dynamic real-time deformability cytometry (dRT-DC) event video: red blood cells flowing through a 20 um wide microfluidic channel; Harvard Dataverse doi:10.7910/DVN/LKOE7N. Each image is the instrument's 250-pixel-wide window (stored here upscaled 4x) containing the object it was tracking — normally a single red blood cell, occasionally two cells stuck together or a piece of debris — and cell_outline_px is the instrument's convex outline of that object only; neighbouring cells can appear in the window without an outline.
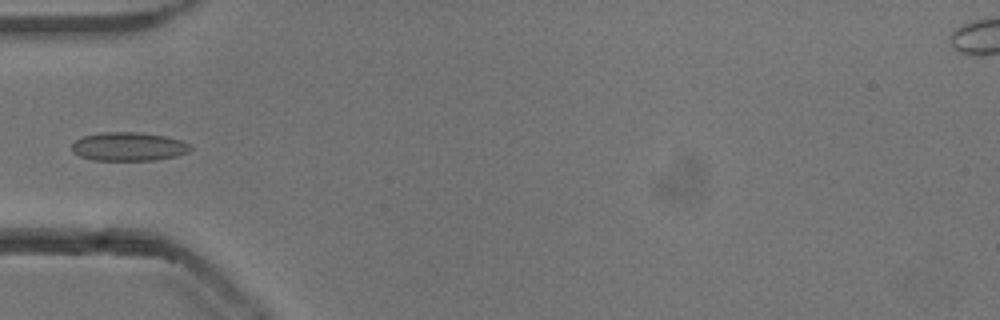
{"species": "common noctule bat (a hibernating species)", "species_latin": "Nyctalus noctula", "temperature_condition": "cold", "stored_images_in_passage": 37, "camera_frame_rate_fps": 3000, "um_per_image_px": 0.085, "animal": {"sex": "male", "body_mass_g": 13.3}, "frame": {"image": 1, "passage_image": 1, "time_ms": 0.0, "image_size_px": [1000, 320], "cell_outline_px": [[192, 148], [188, 152], [176, 156], [152, 160], [92, 160], [80, 156], [72, 152], [72, 144], [76, 140], [84, 136], [100, 132], [136, 132], [164, 136], [180, 140], [188, 144]], "centroid_in_image_um": [10.9, 12.46], "position_along_channel_um": 74.1, "area_um2": 19.65}}
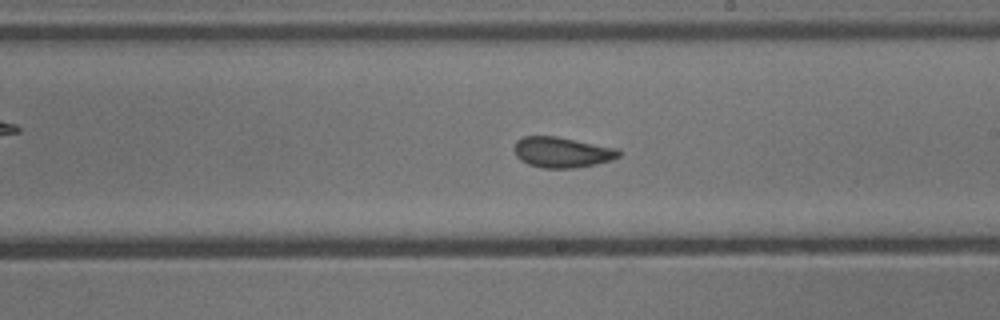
{"frame": {"image": 2, "passage_image": 14, "time_ms": 4.333, "image_size_px": [1000, 320], "cell_outline_px": [[620, 156], [612, 160], [596, 164], [572, 168], [544, 168], [528, 164], [520, 160], [516, 156], [512, 148], [516, 140], [524, 136], [556, 136], [616, 148], [620, 152]], "centroid_in_image_um": [47.72, 12.94], "position_along_channel_um": 241.3, "area_um2": 18.67}}
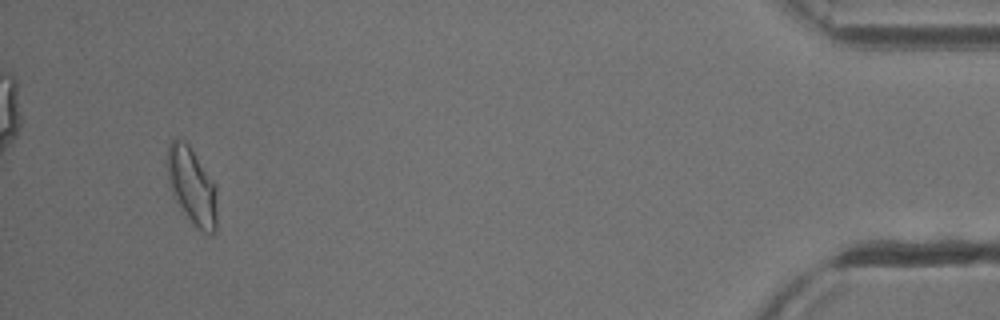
{"frame": {"image": 3, "passage_image": 34, "time_ms": 11.0, "image_size_px": [1000, 320], "cell_outline_px": [[216, 232], [204, 232], [192, 224], [176, 200], [172, 192], [168, 180], [164, 164], [168, 144], [172, 140], [184, 140], [188, 144], [216, 184]], "centroid_in_image_um": [16.28, 15.77], "position_along_channel_um": 418.9, "area_um2": 22.43}}